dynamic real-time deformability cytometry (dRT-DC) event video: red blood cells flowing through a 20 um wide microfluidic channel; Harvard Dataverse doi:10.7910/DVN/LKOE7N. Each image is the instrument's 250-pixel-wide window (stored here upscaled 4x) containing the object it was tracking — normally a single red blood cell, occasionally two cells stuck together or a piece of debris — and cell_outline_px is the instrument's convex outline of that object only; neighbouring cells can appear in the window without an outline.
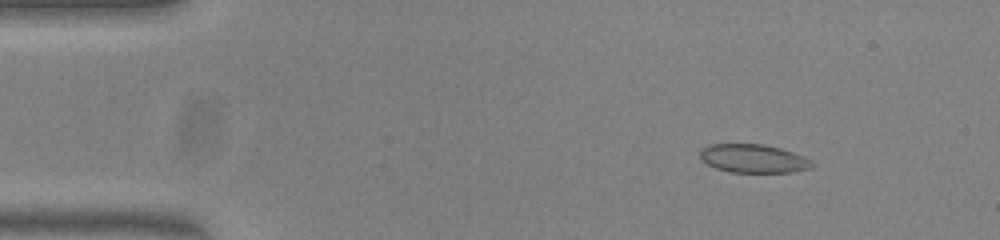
{"species": "common noctule bat (a hibernating species)", "species_latin": "Nyctalus noctula", "temperature_condition": "warm", "stored_images_in_passage": 53, "camera_frame_rate_fps": 3000, "um_per_image_px": 0.085, "animal": {"sex": "female", "body_mass_g": 23.0, "forearm_length_mm": 53.4}, "frame": {"image": 1, "passage_image": 6, "time_ms": 1.667, "image_size_px": [1000, 240], "cell_outline_px": [[816, 164], [812, 168], [792, 172], [728, 172], [716, 168], [708, 164], [700, 156], [700, 148], [708, 144], [764, 144], [780, 148], [804, 156], [812, 160]], "centroid_in_image_um": [64.07, 13.47], "position_along_channel_um": 20.9, "area_um2": 18.73}}
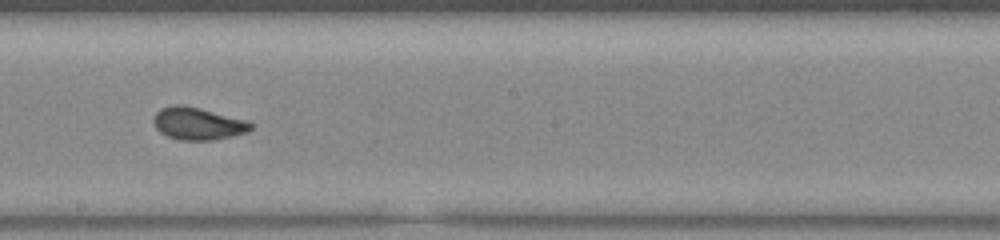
{"frame": {"image": 2, "passage_image": 29, "time_ms": 9.333, "image_size_px": [1000, 240], "cell_outline_px": [[256, 124], [248, 132], [232, 136], [212, 140], [180, 140], [168, 136], [160, 132], [156, 128], [152, 120], [156, 112], [160, 108], [172, 104], [184, 104], [248, 120]], "centroid_in_image_um": [16.84, 10.49], "position_along_channel_um": 231.4, "area_um2": 18.67}}
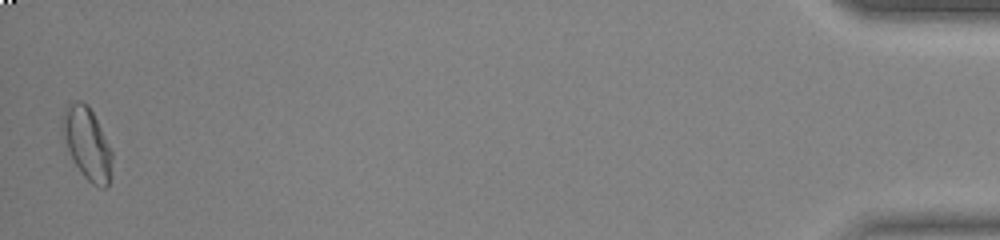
{"frame": {"image": 3, "passage_image": 52, "time_ms": 17.0, "image_size_px": [1000, 240], "cell_outline_px": [[112, 156], [108, 184], [104, 188], [100, 188], [92, 184], [80, 172], [68, 148], [64, 136], [60, 116], [64, 108], [76, 100], [80, 100], [88, 104], [112, 152]], "centroid_in_image_um": [7.38, 12.17], "position_along_channel_um": 427.8, "area_um2": 20.29}, "authors_computed_cell_mechanics": {"area_um2": 18.785, "velocity_mm_per_s": 3.8168, "shape_relaxation_time_tau1_ms": 9.9625, "shape_relaxation_time_tau2_ms": null, "deformation_change_tau1": 0.2024, "deformation_change_tau2": null}}